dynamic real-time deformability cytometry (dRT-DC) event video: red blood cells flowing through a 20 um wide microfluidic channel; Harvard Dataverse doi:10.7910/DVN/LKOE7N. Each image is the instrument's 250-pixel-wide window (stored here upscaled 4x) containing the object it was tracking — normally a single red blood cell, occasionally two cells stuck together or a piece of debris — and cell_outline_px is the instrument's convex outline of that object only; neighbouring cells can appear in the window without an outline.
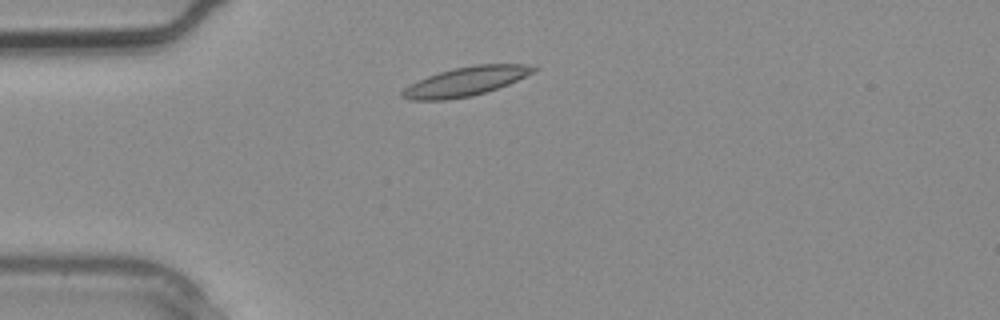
{"species": "common noctule bat (a hibernating species)", "species_latin": "Nyctalus noctula", "temperature_condition": "warm", "stored_images_in_passage": 1, "camera_frame_rate_fps": 3000, "um_per_image_px": 0.085, "animal": {"sex": "male", "body_mass_g": 20.4}, "frame": {"image": 1, "passage_image": 1, "time_ms": 0.0, "image_size_px": [1000, 320], "cell_outline_px": [[540, 68], [536, 72], [508, 84], [472, 96], [448, 100], [408, 100], [400, 96], [400, 92], [404, 88], [428, 76], [440, 72], [472, 64], [528, 64]], "centroid_in_image_um": [39.62, 6.92], "position_along_channel_um": 45.4, "area_um2": 22.2}}